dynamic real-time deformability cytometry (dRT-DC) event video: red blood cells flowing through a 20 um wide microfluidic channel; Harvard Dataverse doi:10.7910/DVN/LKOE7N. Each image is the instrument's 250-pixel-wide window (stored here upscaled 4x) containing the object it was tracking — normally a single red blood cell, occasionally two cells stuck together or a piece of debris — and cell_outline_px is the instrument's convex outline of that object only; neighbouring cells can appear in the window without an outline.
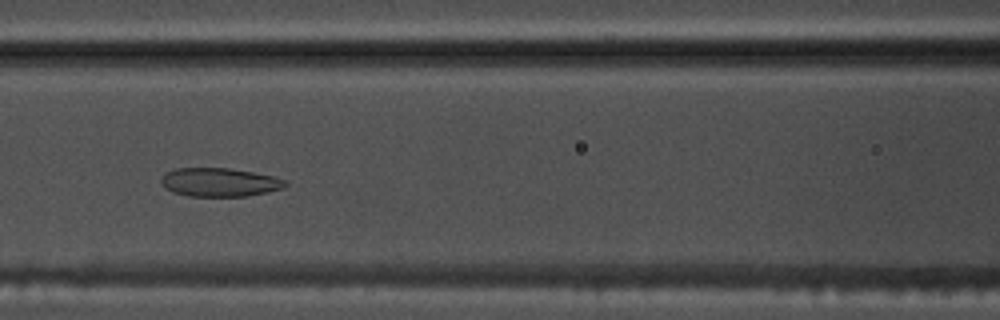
{"species": "common noctule bat (a hibernating species)", "species_latin": "Nyctalus noctula", "temperature_condition": "warm", "stored_images_in_passage": 51, "camera_frame_rate_fps": 3000, "um_per_image_px": 0.085, "animal": {"sex": "male", "body_mass_g": 17.5, "forearm_length_mm": 52.3}, "frame": {"image": 1, "passage_image": 21, "time_ms": 6.667, "image_size_px": [1000, 320], "cell_outline_px": [[288, 184], [284, 188], [268, 192], [244, 196], [188, 196], [172, 192], [164, 188], [160, 180], [168, 172], [176, 168], [228, 168], [276, 176], [284, 180]], "centroid_in_image_um": [18.68, 15.49], "position_along_channel_um": 147.9, "area_um2": 20.69}}
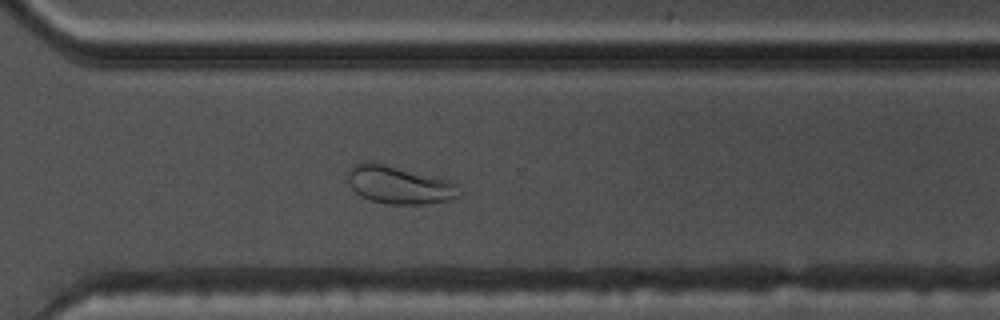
{"frame": {"image": 2, "passage_image": 36, "time_ms": 11.667, "image_size_px": [1000, 320], "cell_outline_px": [[464, 192], [460, 196], [448, 200], [424, 204], [388, 204], [372, 200], [356, 192], [348, 184], [348, 172], [356, 164], [364, 160], [372, 160], [452, 180]], "centroid_in_image_um": [33.98, 15.68], "position_along_channel_um": 336.6, "area_um2": 25.03}}
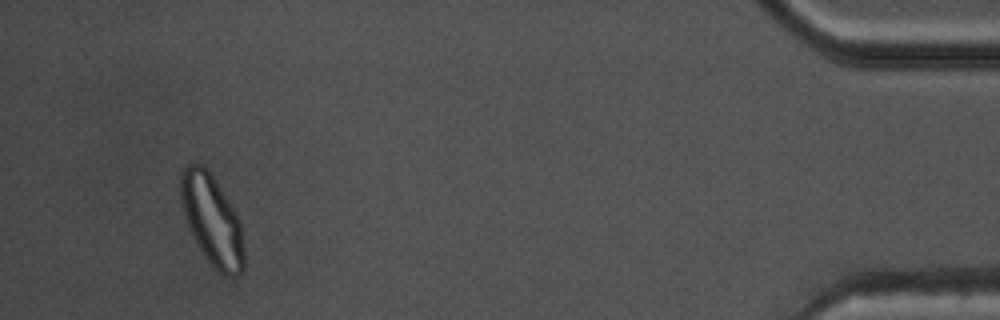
{"frame": {"image": 3, "passage_image": 48, "time_ms": 15.667, "image_size_px": [1000, 320], "cell_outline_px": [[244, 272], [240, 276], [224, 276], [216, 272], [200, 248], [184, 216], [180, 196], [180, 172], [188, 164], [200, 164], [212, 176], [236, 212], [240, 220], [244, 248]], "centroid_in_image_um": [18.05, 18.76], "position_along_channel_um": 417.2, "area_um2": 33.18}, "authors_computed_cell_mechanics": {"area_um2": 26.7036, "velocity_mm_per_s": 3.781, "shape_relaxation_time_tau1_ms": null, "shape_relaxation_time_tau2_ms": 1.5611, "deformation_change_tau1": null, "deformation_change_tau2": 0.0637}}